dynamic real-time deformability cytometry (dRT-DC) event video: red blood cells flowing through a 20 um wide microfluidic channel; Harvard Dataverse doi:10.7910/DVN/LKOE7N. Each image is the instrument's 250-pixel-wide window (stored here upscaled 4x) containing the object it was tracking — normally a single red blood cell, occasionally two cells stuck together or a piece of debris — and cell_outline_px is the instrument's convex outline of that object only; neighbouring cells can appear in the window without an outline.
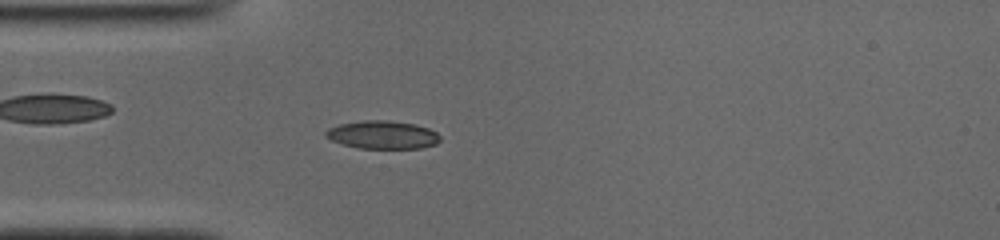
{"species": "common noctule bat (a hibernating species)", "species_latin": "Nyctalus noctula", "temperature_condition": "cold", "stored_images_in_passage": 50, "camera_frame_rate_fps": 3000, "um_per_image_px": 0.085, "animal": {"sex": "male", "body_mass_g": 19.0, "forearm_length_mm": 50.8}, "frame": {"image": 1, "passage_image": 13, "time_ms": 4.0, "image_size_px": [1000, 240], "cell_outline_px": [[440, 140], [436, 144], [420, 148], [360, 148], [344, 144], [332, 140], [324, 136], [324, 132], [328, 128], [340, 124], [364, 120], [388, 120], [416, 124], [428, 128], [436, 132], [440, 136]], "centroid_in_image_um": [32.52, 11.45], "position_along_channel_um": 52.5, "area_um2": 18.67}}
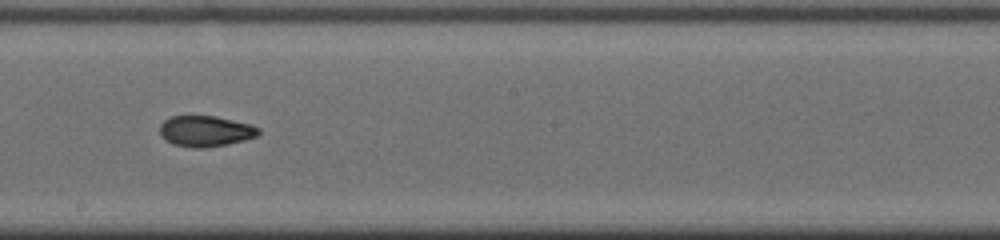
{"frame": {"image": 2, "passage_image": 27, "time_ms": 8.667, "image_size_px": [1000, 240], "cell_outline_px": [[260, 132], [256, 136], [244, 140], [228, 144], [204, 148], [196, 148], [172, 144], [164, 140], [160, 136], [160, 124], [164, 120], [172, 116], [216, 116], [252, 124], [260, 128]], "centroid_in_image_um": [17.46, 11.15], "position_along_channel_um": 230.7, "area_um2": 17.92}}
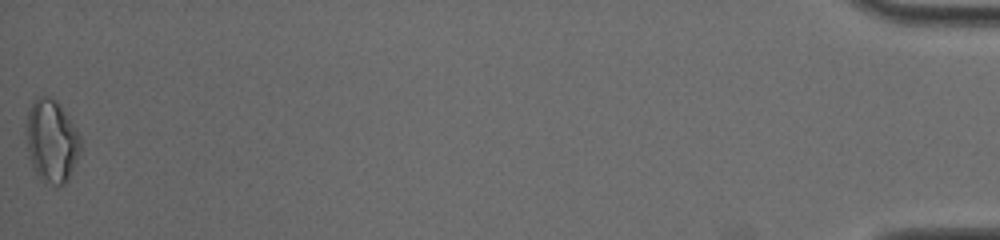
{"frame": {"image": 3, "passage_image": 50, "time_ms": 16.333, "image_size_px": [1000, 240], "cell_outline_px": [[80, 152], [68, 180], [64, 184], [52, 184], [40, 176], [36, 172], [28, 156], [24, 132], [24, 124], [32, 100], [36, 96], [48, 96], [56, 100], [60, 104], [80, 136]], "centroid_in_image_um": [4.34, 11.92], "position_along_channel_um": 430.9, "area_um2": 26.3}, "authors_computed_cell_mechanics": {"area_um2": 17.629, "velocity_mm_per_s": 3.938, "shape_relaxation_time_tau1_ms": null, "shape_relaxation_time_tau2_ms": 2.2469, "deformation_change_tau1": null, "deformation_change_tau2": 0.0715}}